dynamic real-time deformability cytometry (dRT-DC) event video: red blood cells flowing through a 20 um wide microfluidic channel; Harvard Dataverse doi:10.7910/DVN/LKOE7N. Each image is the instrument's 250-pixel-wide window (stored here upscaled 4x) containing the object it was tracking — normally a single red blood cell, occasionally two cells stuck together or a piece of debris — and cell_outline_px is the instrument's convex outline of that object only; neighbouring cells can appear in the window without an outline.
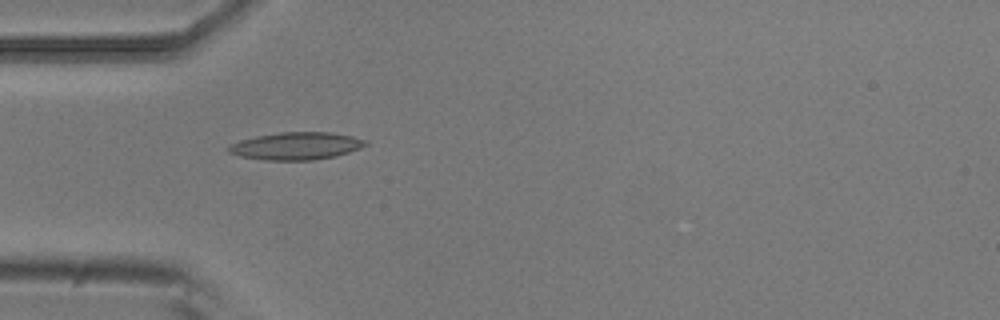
{"species": "common noctule bat (a hibernating species)", "species_latin": "Nyctalus noctula", "temperature_condition": "room temperature", "stored_images_in_passage": 6, "camera_frame_rate_fps": 3000, "um_per_image_px": 0.085, "animal": {"sex": "male", "body_mass_g": 20.5, "forearm_length_mm": 52.5}, "frame": {"image": 1, "passage_image": 5, "time_ms": 1.333, "image_size_px": [1000, 320], "cell_outline_px": [[368, 144], [360, 148], [336, 156], [312, 160], [264, 160], [240, 156], [228, 152], [224, 148], [240, 140], [256, 136], [280, 132], [332, 132], [352, 136], [368, 140]], "centroid_in_image_um": [25.18, 12.4], "position_along_channel_um": 59.8, "area_um2": 22.02}}
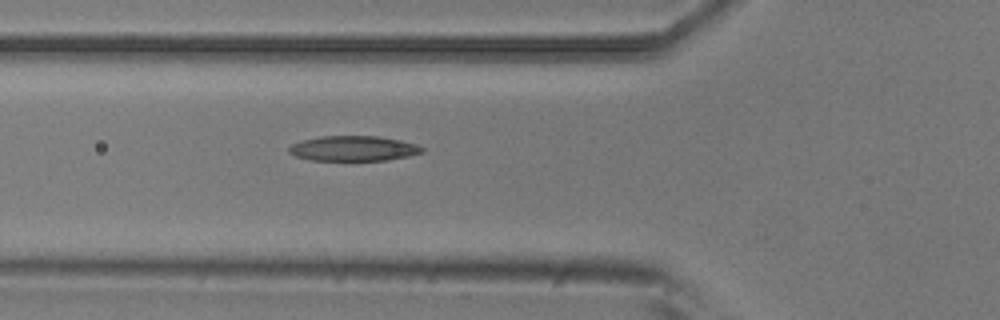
{"frame": {"image": 2, "passage_image": 6, "time_ms": 1.667, "image_size_px": [1000, 320], "cell_outline_px": [[424, 152], [408, 156], [388, 160], [312, 160], [296, 156], [288, 152], [288, 148], [292, 144], [304, 140], [320, 136], [380, 136], [400, 140], [416, 144], [424, 148]], "centroid_in_image_um": [30.07, 12.61], "position_along_channel_um": 95.7, "area_um2": 19.42}}